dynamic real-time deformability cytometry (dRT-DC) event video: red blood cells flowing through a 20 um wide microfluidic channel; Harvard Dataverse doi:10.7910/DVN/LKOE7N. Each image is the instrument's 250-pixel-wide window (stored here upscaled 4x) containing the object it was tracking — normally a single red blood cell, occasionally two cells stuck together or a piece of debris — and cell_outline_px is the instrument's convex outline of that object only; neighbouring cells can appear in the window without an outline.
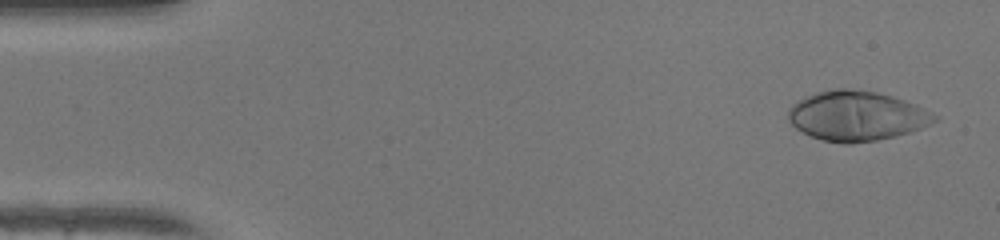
{"species": "human", "species_latin": "Homo sapiens", "temperature_condition": "warm", "stored_images_in_passage": 48, "camera_frame_rate_fps": 3000, "um_per_image_px": 0.085, "donor": {"sex": "female"}, "frame": {"image": 1, "passage_image": 2, "time_ms": 0.333, "image_size_px": [1000, 240], "cell_outline_px": [[940, 120], [920, 128], [896, 136], [876, 140], [852, 144], [844, 144], [824, 140], [812, 136], [796, 128], [788, 120], [788, 108], [792, 104], [816, 92], [832, 88], [848, 88], [876, 92], [892, 96], [916, 104], [940, 116]], "centroid_in_image_um": [72.84, 9.85], "position_along_channel_um": 12.2, "area_um2": 42.48}}
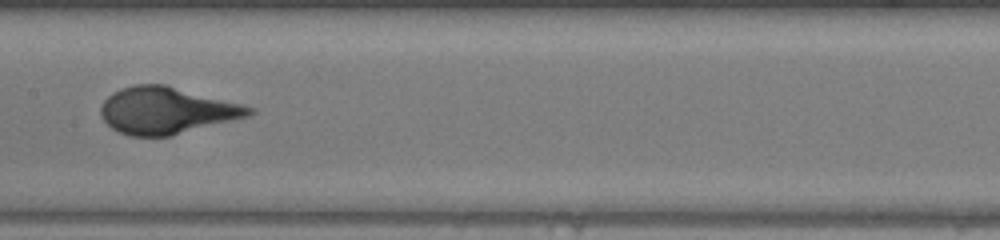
{"frame": {"image": 2, "passage_image": 24, "time_ms": 7.667, "image_size_px": [1000, 240], "cell_outline_px": [[256, 112], [248, 116], [168, 136], [128, 136], [112, 128], [100, 116], [100, 108], [104, 100], [112, 92], [120, 88], [136, 84], [164, 84], [256, 108]], "centroid_in_image_um": [14.11, 9.38], "position_along_channel_um": 193.3, "area_um2": 40.06}}
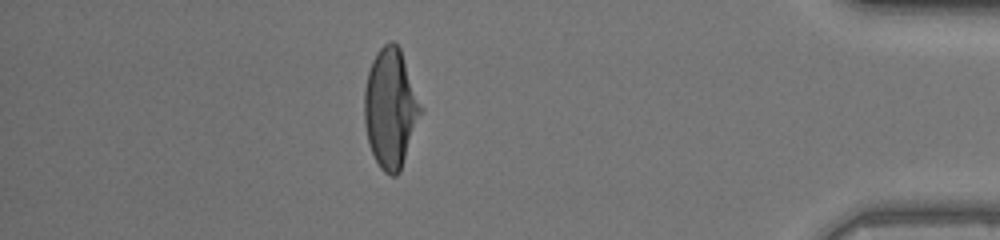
{"frame": {"image": 3, "passage_image": 42, "time_ms": 13.667, "image_size_px": [1000, 240], "cell_outline_px": [[424, 108], [400, 172], [396, 176], [392, 176], [384, 172], [380, 168], [368, 144], [364, 124], [364, 88], [368, 72], [372, 60], [380, 48], [388, 40], [392, 40], [400, 48]], "centroid_in_image_um": [33.21, 9.21], "position_along_channel_um": 402.0, "area_um2": 39.65}, "authors_computed_cell_mechanics": {"area_um2": 39.9109, "velocity_mm_per_s": 4.2354, "shape_relaxation_time_tau1_ms": 4.5478, "shape_relaxation_time_tau2_ms": null, "deformation_change_tau1": 0.287, "deformation_change_tau2": null}}